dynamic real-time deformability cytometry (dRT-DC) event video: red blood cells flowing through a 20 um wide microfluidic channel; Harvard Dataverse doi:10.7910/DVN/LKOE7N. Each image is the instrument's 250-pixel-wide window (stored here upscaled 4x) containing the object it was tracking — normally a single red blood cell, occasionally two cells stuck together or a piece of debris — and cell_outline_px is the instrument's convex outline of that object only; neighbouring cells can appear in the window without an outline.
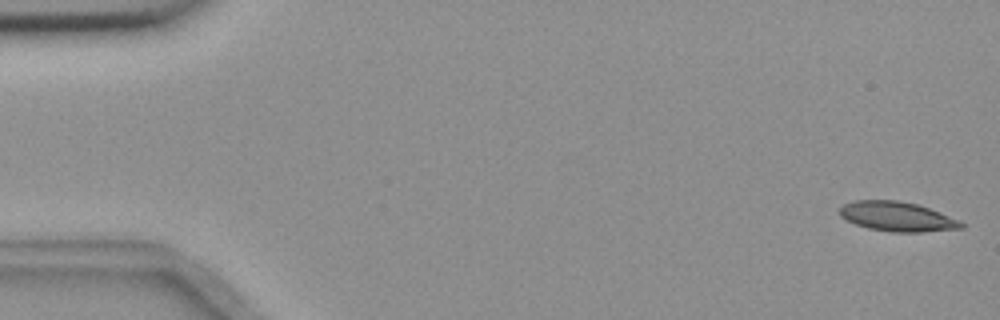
{"species": "common noctule bat (a hibernating species)", "species_latin": "Nyctalus noctula", "temperature_condition": "room temperature", "stored_images_in_passage": 55, "camera_frame_rate_fps": 3000, "um_per_image_px": 0.085, "animal": {"sex": "female", "body_mass_g": 18.4}, "frame": {"image": 1, "passage_image": 1, "time_ms": 0.0, "image_size_px": [1000, 320], "cell_outline_px": [[964, 228], [920, 232], [892, 232], [868, 228], [856, 224], [840, 216], [840, 208], [844, 204], [852, 200], [896, 200], [916, 204], [928, 208], [960, 220], [964, 224]], "centroid_in_image_um": [76.26, 18.41], "position_along_channel_um": 8.7, "area_um2": 20.81}}
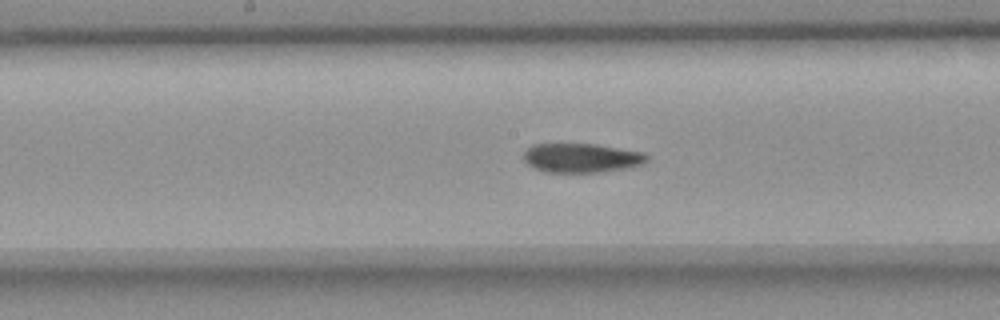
{"frame": {"image": 2, "passage_image": 28, "time_ms": 9.0, "image_size_px": [1000, 320], "cell_outline_px": [[648, 160], [640, 164], [624, 168], [600, 172], [548, 172], [536, 168], [528, 164], [524, 160], [524, 152], [532, 144], [596, 144], [644, 152], [648, 156]], "centroid_in_image_um": [49.42, 13.41], "position_along_channel_um": 198.8, "area_um2": 20.75}}
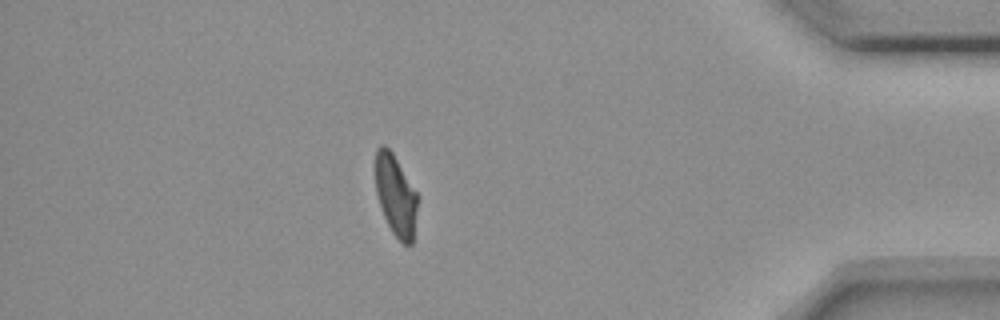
{"frame": {"image": 3, "passage_image": 48, "time_ms": 15.667, "image_size_px": [1000, 320], "cell_outline_px": [[416, 208], [412, 244], [404, 244], [392, 232], [384, 216], [376, 192], [376, 148], [380, 144], [384, 144], [392, 152], [416, 192]], "centroid_in_image_um": [33.61, 16.58], "position_along_channel_um": 401.6, "area_um2": 19.25}, "authors_computed_cell_mechanics": {"area_um2": 21.386, "velocity_mm_per_s": 3.6579, "shape_relaxation_time_tau1_ms": null, "shape_relaxation_time_tau2_ms": 3.8013, "deformation_change_tau1": null, "deformation_change_tau2": 0.0939}}